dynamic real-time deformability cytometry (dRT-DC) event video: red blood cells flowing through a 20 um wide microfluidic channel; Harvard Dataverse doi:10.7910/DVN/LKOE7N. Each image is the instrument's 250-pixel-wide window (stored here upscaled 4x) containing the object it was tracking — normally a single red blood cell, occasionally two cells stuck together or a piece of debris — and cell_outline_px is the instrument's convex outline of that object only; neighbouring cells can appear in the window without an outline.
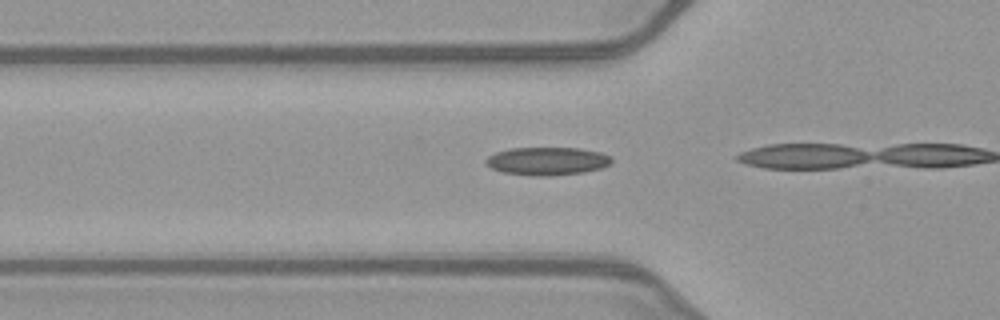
{"species": "common noctule bat (a hibernating species)", "species_latin": "Nyctalus noctula", "temperature_condition": "warm", "stored_images_in_passage": 4, "camera_frame_rate_fps": 3000, "um_per_image_px": 0.085, "animal": {"sex": "female", "body_mass_g": 21.9}, "frame": {"image": 1, "passage_image": 2, "time_ms": 0.333, "image_size_px": [1000, 320], "cell_outline_px": [[612, 164], [600, 168], [584, 172], [552, 176], [532, 176], [504, 172], [492, 168], [484, 160], [488, 156], [496, 152], [512, 148], [580, 148], [600, 152], [612, 156]], "centroid_in_image_um": [46.55, 13.69], "position_along_channel_um": 79.2, "area_um2": 20.58}}